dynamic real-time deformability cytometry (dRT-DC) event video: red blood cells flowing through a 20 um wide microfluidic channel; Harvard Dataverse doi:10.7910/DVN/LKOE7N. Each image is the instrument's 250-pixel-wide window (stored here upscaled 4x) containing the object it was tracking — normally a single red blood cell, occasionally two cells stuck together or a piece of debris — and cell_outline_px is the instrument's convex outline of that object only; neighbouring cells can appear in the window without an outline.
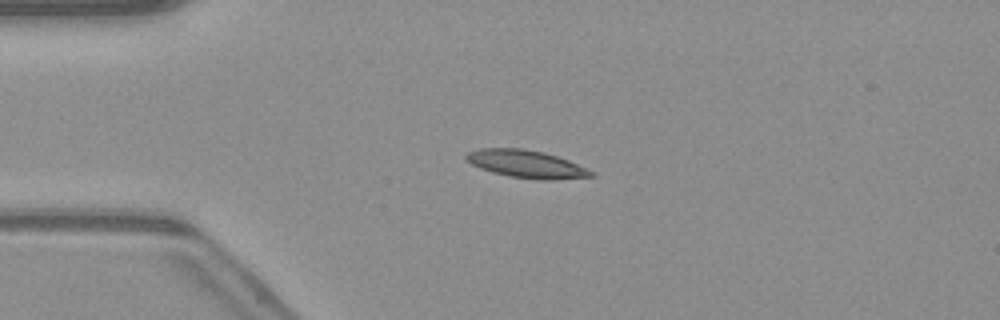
{"species": "common noctule bat (a hibernating species)", "species_latin": "Nyctalus noctula", "temperature_condition": "warm", "stored_images_in_passage": 50, "camera_frame_rate_fps": 3000, "um_per_image_px": 0.085, "animal": {"sex": "male", "body_mass_g": 23.1, "forearm_length_mm": 52.7}, "frame": {"image": 1, "passage_image": 12, "time_ms": 3.667, "image_size_px": [1000, 320], "cell_outline_px": [[596, 176], [556, 180], [536, 180], [508, 176], [492, 172], [480, 168], [464, 160], [464, 156], [468, 152], [480, 148], [524, 148], [544, 152], [568, 160], [596, 172]], "centroid_in_image_um": [44.75, 13.95], "position_along_channel_um": 40.2, "area_um2": 20.46}}
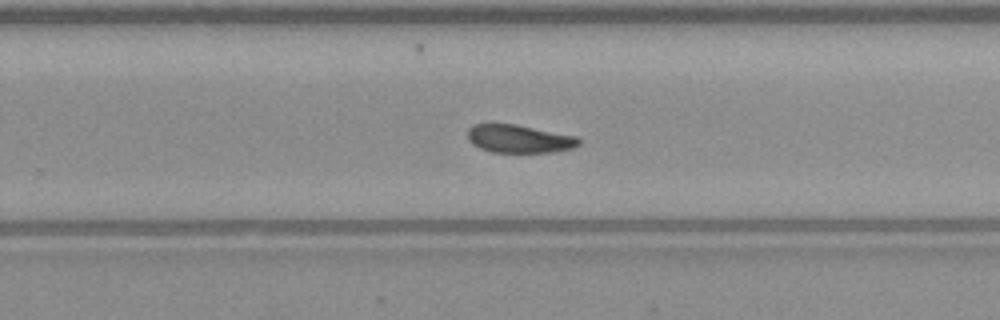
{"frame": {"image": 2, "passage_image": 32, "time_ms": 10.333, "image_size_px": [1000, 320], "cell_outline_px": [[580, 144], [572, 148], [552, 152], [492, 152], [480, 148], [472, 144], [468, 140], [468, 128], [472, 124], [516, 124], [576, 136], [580, 140]], "centroid_in_image_um": [44.11, 11.79], "position_along_channel_um": 285.7, "area_um2": 18.15}}
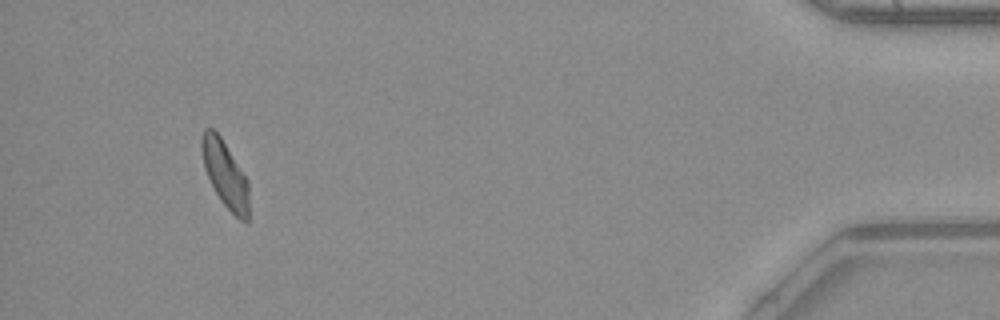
{"frame": {"image": 3, "passage_image": 47, "time_ms": 15.333, "image_size_px": [1000, 320], "cell_outline_px": [[248, 220], [240, 220], [220, 200], [204, 168], [200, 148], [200, 140], [204, 128], [212, 128], [220, 136], [248, 180]], "centroid_in_image_um": [19.11, 14.76], "position_along_channel_um": 416.1, "area_um2": 18.03}, "authors_computed_cell_mechanics": {"area_um2": 18.9584, "velocity_mm_per_s": 4.0917, "shape_relaxation_time_tau1_ms": 3.9178, "shape_relaxation_time_tau2_ms": 2.7701, "deformation_change_tau1": 0.1174, "deformation_change_tau2": 0.086}}